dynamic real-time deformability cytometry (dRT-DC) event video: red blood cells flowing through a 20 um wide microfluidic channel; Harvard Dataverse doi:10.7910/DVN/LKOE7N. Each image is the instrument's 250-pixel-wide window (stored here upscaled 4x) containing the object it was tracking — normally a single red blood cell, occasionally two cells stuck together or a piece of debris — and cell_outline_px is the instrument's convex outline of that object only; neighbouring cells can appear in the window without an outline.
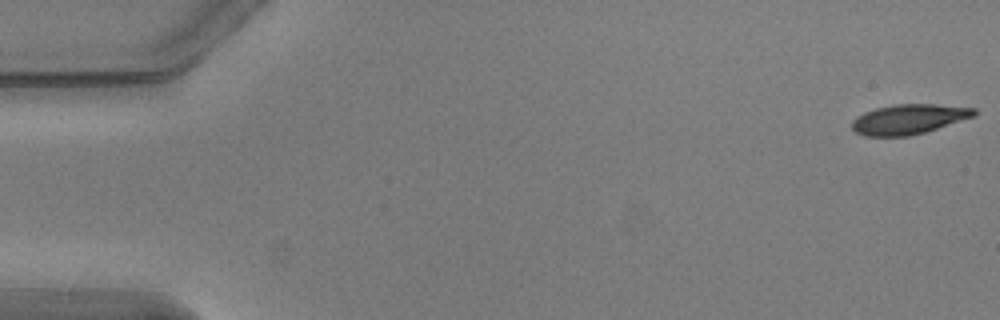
{"species": "common noctule bat (a hibernating species)", "species_latin": "Nyctalus noctula", "temperature_condition": "warm", "stored_images_in_passage": 20, "camera_frame_rate_fps": 3000, "um_per_image_px": 0.085, "animal": {"sex": "male", "body_mass_g": 20.5, "forearm_length_mm": 52.5}, "frame": {"image": 1, "passage_image": 1, "time_ms": 0.0, "image_size_px": [1000, 320], "cell_outline_px": [[976, 116], [924, 132], [908, 136], [864, 136], [856, 132], [852, 128], [852, 120], [856, 116], [864, 112], [876, 108], [896, 104], [936, 104], [976, 108]], "centroid_in_image_um": [77.24, 10.12], "position_along_channel_um": 7.8, "area_um2": 21.27}}
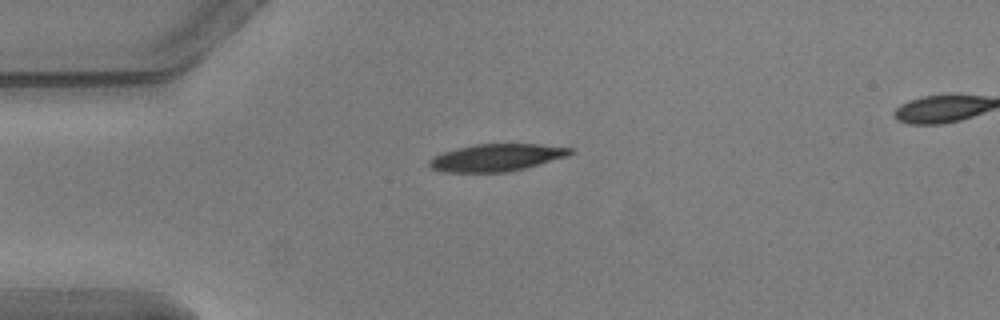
{"frame": {"image": 2, "passage_image": 14, "time_ms": 4.333, "image_size_px": [1000, 320], "cell_outline_px": [[576, 152], [568, 156], [540, 164], [508, 172], [440, 172], [432, 168], [428, 164], [428, 160], [444, 152], [456, 148], [476, 144], [536, 144], [572, 148]], "centroid_in_image_um": [42.22, 13.39], "position_along_channel_um": 42.8, "area_um2": 22.37}}